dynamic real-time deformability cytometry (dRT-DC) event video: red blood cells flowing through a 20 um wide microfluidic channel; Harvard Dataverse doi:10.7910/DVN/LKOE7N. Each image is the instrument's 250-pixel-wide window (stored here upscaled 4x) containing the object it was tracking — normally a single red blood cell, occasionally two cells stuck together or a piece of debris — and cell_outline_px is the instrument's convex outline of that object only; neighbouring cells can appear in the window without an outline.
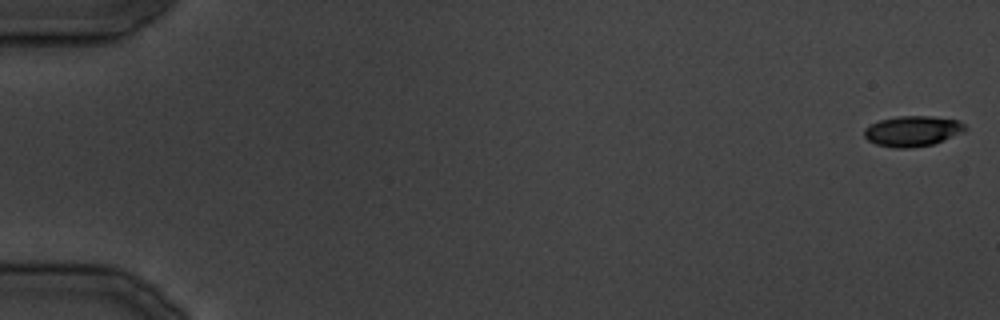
{"species": "common noctule bat (a hibernating species)", "species_latin": "Nyctalus noctula", "temperature_condition": "cold", "stored_images_in_passage": 17, "camera_frame_rate_fps": 3000, "um_per_image_px": 0.085, "animal": {"sex": "male", "body_mass_g": 19.5, "forearm_length_mm": 54.6}, "frame": {"image": 1, "passage_image": 1, "time_ms": 0.0, "image_size_px": [1000, 320], "cell_outline_px": [[968, 128], [964, 132], [944, 140], [932, 144], [912, 148], [892, 148], [876, 144], [868, 140], [864, 136], [864, 128], [880, 120], [900, 116], [932, 116], [956, 120], [964, 124]], "centroid_in_image_um": [77.57, 11.15], "position_along_channel_um": 7.4, "area_um2": 17.92}}